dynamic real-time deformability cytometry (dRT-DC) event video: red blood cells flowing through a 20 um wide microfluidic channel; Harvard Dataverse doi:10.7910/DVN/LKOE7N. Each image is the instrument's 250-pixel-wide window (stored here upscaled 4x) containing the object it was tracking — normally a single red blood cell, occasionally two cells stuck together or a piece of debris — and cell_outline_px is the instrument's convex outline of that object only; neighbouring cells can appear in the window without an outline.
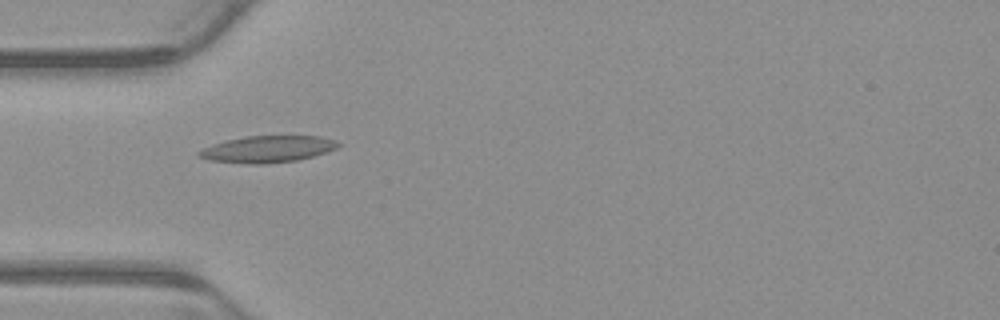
{"species": "common noctule bat (a hibernating species)", "species_latin": "Nyctalus noctula", "temperature_condition": "warm", "stored_images_in_passage": 6, "camera_frame_rate_fps": 3000, "um_per_image_px": 0.085, "animal": {"sex": "male", "body_mass_g": 23.1, "forearm_length_mm": 52.7}, "frame": {"image": 1, "passage_image": 5, "time_ms": 1.333, "image_size_px": [1000, 320], "cell_outline_px": [[340, 144], [336, 148], [312, 156], [296, 160], [268, 164], [248, 164], [208, 160], [196, 156], [196, 152], [212, 144], [244, 136], [320, 136], [336, 140]], "centroid_in_image_um": [22.69, 12.68], "position_along_channel_um": 62.3, "area_um2": 21.62}}
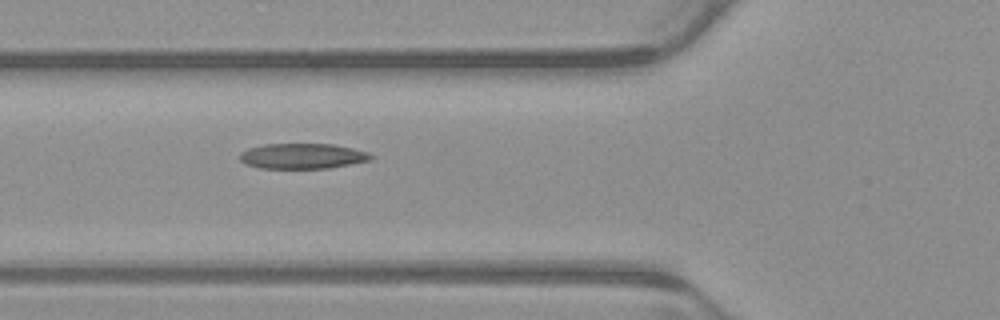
{"frame": {"image": 2, "passage_image": 6, "time_ms": 1.667, "image_size_px": [1000, 320], "cell_outline_px": [[376, 156], [372, 160], [328, 168], [260, 168], [244, 164], [240, 160], [240, 152], [248, 148], [264, 144], [332, 144], [352, 148], [368, 152]], "centroid_in_image_um": [25.72, 13.26], "position_along_channel_um": 100.1, "area_um2": 19.48}}